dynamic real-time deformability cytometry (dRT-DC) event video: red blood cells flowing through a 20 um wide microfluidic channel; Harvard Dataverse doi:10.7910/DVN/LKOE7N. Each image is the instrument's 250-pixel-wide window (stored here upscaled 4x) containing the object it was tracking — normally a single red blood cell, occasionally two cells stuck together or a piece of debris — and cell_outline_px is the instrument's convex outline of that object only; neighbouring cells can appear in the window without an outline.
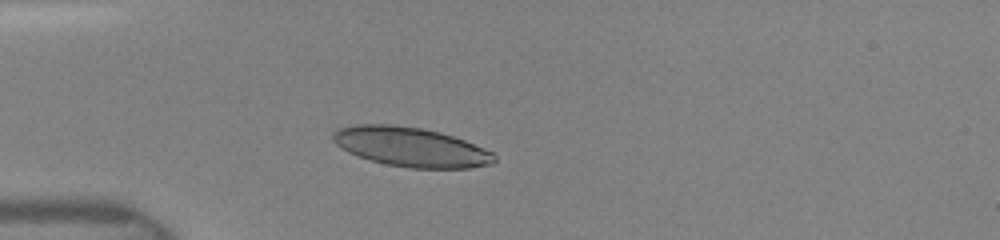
{"species": "human", "species_latin": "Homo sapiens", "temperature_condition": "room temperature", "stored_images_in_passage": 34, "camera_frame_rate_fps": 3000, "um_per_image_px": 0.085, "donor": {"sex": "female"}, "frame": {"image": 1, "passage_image": 3, "time_ms": 1.0, "image_size_px": [1000, 240], "cell_outline_px": [[496, 160], [492, 164], [468, 168], [408, 168], [384, 164], [348, 152], [336, 144], [332, 140], [332, 132], [340, 128], [356, 124], [392, 124], [420, 128], [440, 132], [464, 140], [484, 148], [492, 152], [496, 156]], "centroid_in_image_um": [34.92, 12.49], "position_along_channel_um": 50.1, "area_um2": 36.99}}
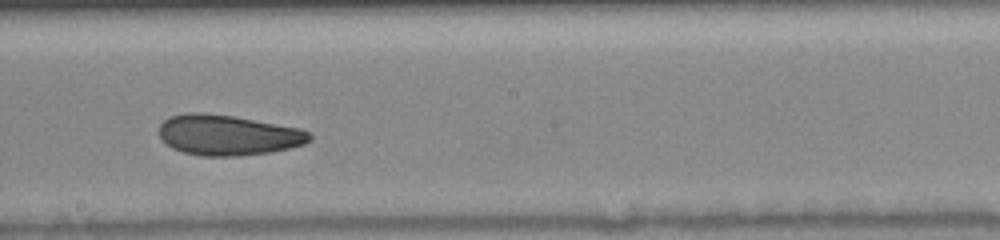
{"frame": {"image": 2, "passage_image": 23, "time_ms": 5.667, "image_size_px": [1000, 240], "cell_outline_px": [[312, 140], [304, 144], [272, 152], [240, 156], [200, 156], [184, 152], [172, 148], [160, 140], [160, 124], [168, 116], [188, 112], [200, 112], [232, 116], [300, 128], [308, 132], [312, 136]], "centroid_in_image_um": [19.35, 11.48], "position_along_channel_um": 228.8, "area_um2": 35.6}}
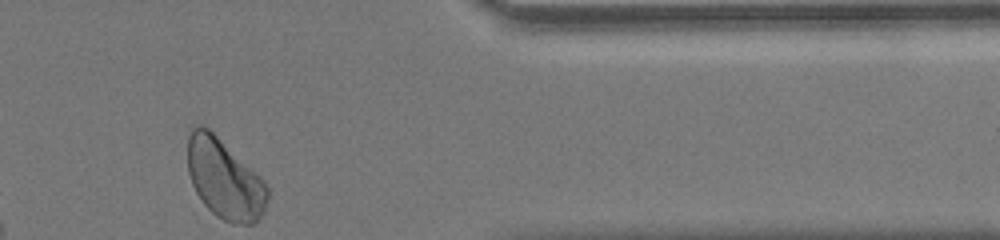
{"frame": {"image": 3, "passage_image": 34, "time_ms": 10.0, "image_size_px": [1000, 240], "cell_outline_px": [[268, 196], [264, 212], [256, 224], [232, 224], [216, 216], [204, 204], [196, 192], [192, 184], [188, 172], [188, 136], [192, 128], [200, 124], [208, 128], [260, 176], [264, 180], [268, 188]], "centroid_in_image_um": [19.1, 15.25], "position_along_channel_um": 392.3, "area_um2": 37.05}}